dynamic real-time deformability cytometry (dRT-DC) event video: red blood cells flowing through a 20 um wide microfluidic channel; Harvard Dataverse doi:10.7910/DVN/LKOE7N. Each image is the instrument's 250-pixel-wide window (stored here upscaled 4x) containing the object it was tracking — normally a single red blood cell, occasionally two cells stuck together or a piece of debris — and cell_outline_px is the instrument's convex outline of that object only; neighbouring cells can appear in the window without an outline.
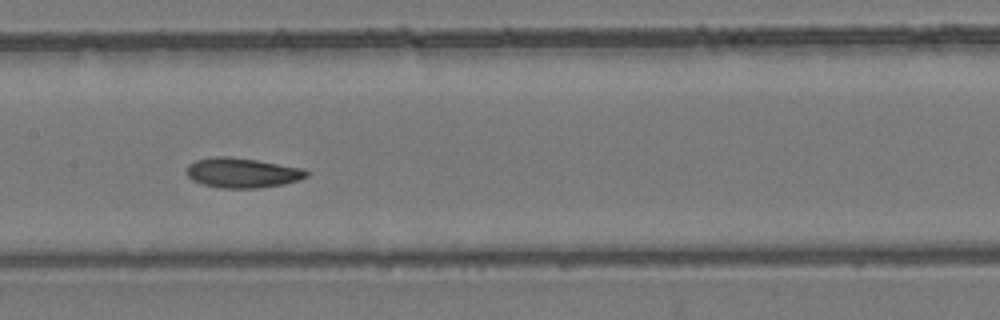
{"species": "common noctule bat (a hibernating species)", "species_latin": "Nyctalus noctula", "temperature_condition": "room temperature", "stored_images_in_passage": 10, "camera_frame_rate_fps": 3000, "um_per_image_px": 0.085, "animal": {"sex": "female", "body_mass_g": 24.6, "forearm_length_mm": 56.2}, "frame": {"image": 1, "passage_image": 9, "time_ms": 9.667, "image_size_px": [1000, 320], "cell_outline_px": [[308, 176], [300, 180], [284, 184], [260, 188], [220, 188], [204, 184], [192, 180], [188, 176], [188, 164], [196, 160], [216, 156], [228, 156], [256, 160], [304, 168], [308, 172]], "centroid_in_image_um": [20.63, 14.69], "position_along_channel_um": 186.8, "area_um2": 20.87}}
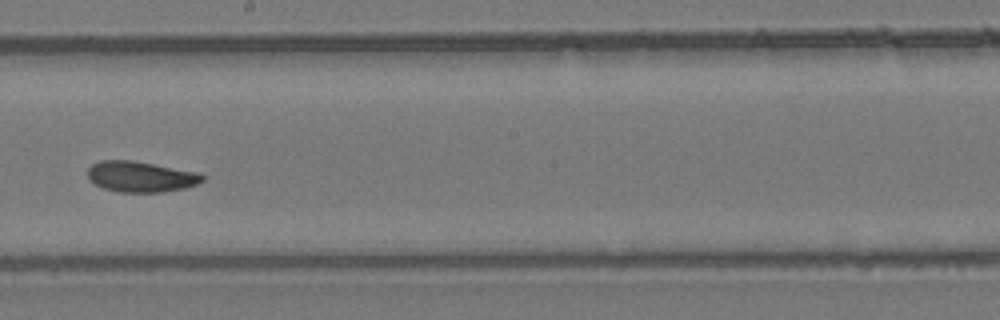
{"frame": {"image": 2, "passage_image": 10, "time_ms": 11.0, "image_size_px": [1000, 320], "cell_outline_px": [[204, 180], [196, 184], [184, 188], [164, 192], [120, 192], [104, 188], [88, 180], [88, 168], [92, 164], [100, 160], [132, 160], [200, 172], [204, 176]], "centroid_in_image_um": [11.97, 15.01], "position_along_channel_um": 236.2, "area_um2": 20.63}}